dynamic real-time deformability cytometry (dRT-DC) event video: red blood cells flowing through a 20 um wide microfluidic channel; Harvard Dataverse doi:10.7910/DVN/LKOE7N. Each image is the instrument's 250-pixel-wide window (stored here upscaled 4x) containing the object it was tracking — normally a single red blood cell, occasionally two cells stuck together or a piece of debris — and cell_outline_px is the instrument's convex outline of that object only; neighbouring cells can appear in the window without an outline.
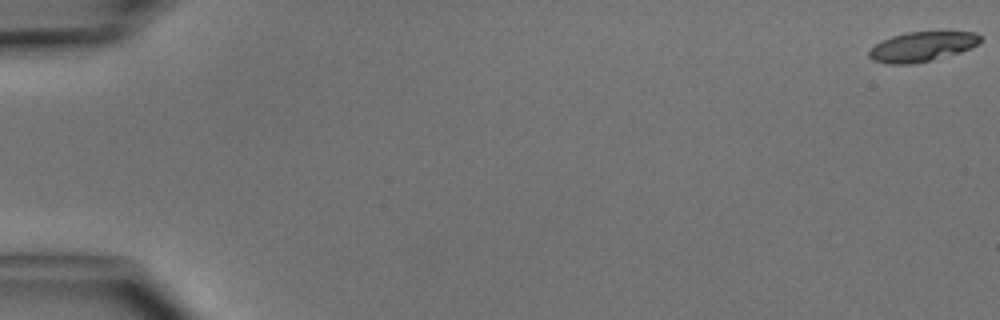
{"species": "common noctule bat (a hibernating species)", "species_latin": "Nyctalus noctula", "temperature_condition": "cold", "stored_images_in_passage": 50, "camera_frame_rate_fps": 3000, "um_per_image_px": 0.085, "animal": {"sex": "male", "body_mass_g": 15.6}, "frame": {"image": 1, "passage_image": 1, "time_ms": 0.0, "image_size_px": [1000, 320], "cell_outline_px": [[984, 36], [972, 48], [960, 52], [912, 64], [888, 64], [872, 60], [868, 56], [868, 52], [876, 44], [892, 36], [904, 32], [976, 32]], "centroid_in_image_um": [78.37, 3.95], "position_along_channel_um": 6.6, "area_um2": 19.07}}
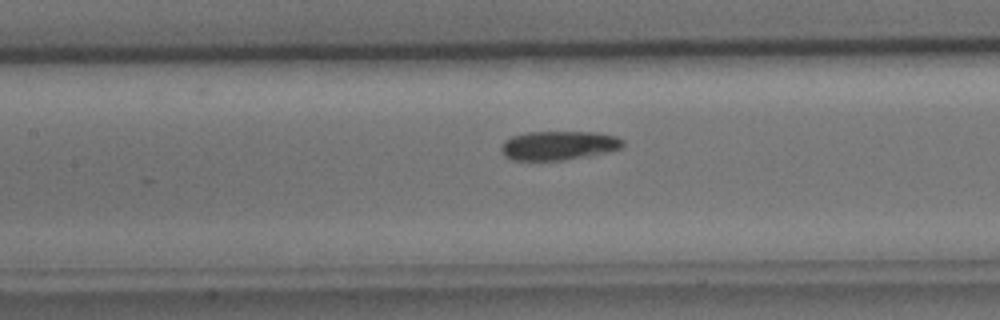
{"frame": {"image": 2, "passage_image": 24, "time_ms": 7.667, "image_size_px": [1000, 320], "cell_outline_px": [[624, 144], [620, 148], [608, 152], [592, 156], [564, 160], [512, 160], [504, 156], [500, 148], [504, 140], [512, 136], [528, 132], [596, 132], [616, 136], [624, 140]], "centroid_in_image_um": [47.49, 12.37], "position_along_channel_um": 159.9, "area_um2": 20.81}}
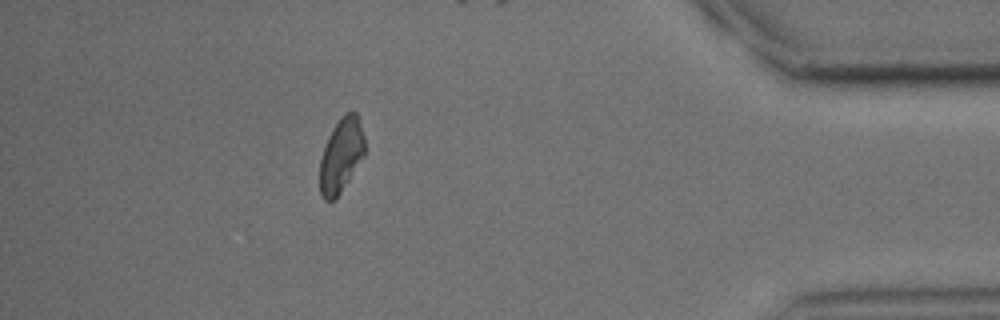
{"frame": {"image": 3, "passage_image": 45, "time_ms": 14.667, "image_size_px": [1000, 320], "cell_outline_px": [[364, 156], [336, 200], [324, 200], [320, 192], [320, 160], [328, 136], [332, 128], [340, 116], [344, 112], [356, 112], [364, 136]], "centroid_in_image_um": [28.99, 13.2], "position_along_channel_um": 406.2, "area_um2": 19.42}, "authors_computed_cell_mechanics": {"area_um2": 20.519, "velocity_mm_per_s": 4.1096, "shape_relaxation_time_tau1_ms": 4.4754, "shape_relaxation_time_tau2_ms": 4.5745, "deformation_change_tau1": 0.1004, "deformation_change_tau2": 0.1232}}